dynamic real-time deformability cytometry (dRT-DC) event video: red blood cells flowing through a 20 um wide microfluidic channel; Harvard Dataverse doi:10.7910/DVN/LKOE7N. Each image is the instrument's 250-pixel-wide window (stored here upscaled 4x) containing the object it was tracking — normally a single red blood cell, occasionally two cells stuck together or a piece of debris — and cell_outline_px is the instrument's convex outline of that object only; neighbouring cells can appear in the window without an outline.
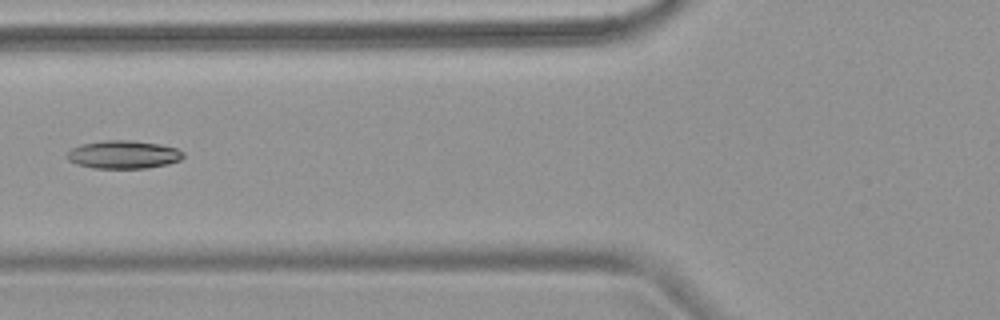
{"species": "common noctule bat (a hibernating species)", "species_latin": "Nyctalus noctula", "temperature_condition": "warm", "stored_images_in_passage": 6, "camera_frame_rate_fps": 3000, "um_per_image_px": 0.085, "animal": {"sex": "female", "body_mass_g": 18.4}, "frame": {"image": 1, "passage_image": 6, "time_ms": 5.667, "image_size_px": [1000, 320], "cell_outline_px": [[184, 156], [180, 160], [168, 164], [148, 168], [92, 168], [76, 164], [68, 160], [64, 156], [72, 148], [80, 144], [100, 140], [128, 140], [160, 144], [176, 148], [184, 152]], "centroid_in_image_um": [10.46, 13.14], "position_along_channel_um": 115.3, "area_um2": 19.25}}